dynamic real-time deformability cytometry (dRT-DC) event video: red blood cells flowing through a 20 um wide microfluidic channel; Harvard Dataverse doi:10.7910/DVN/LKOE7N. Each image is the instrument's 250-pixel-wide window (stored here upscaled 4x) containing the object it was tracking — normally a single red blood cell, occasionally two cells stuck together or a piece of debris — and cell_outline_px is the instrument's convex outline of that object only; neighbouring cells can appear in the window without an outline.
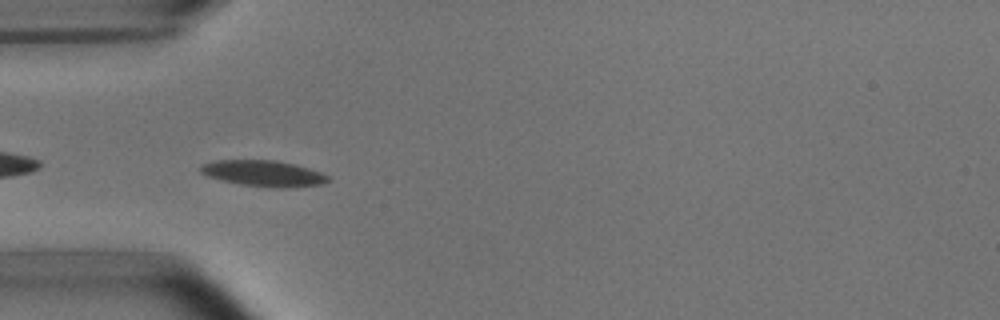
{"species": "common noctule bat (a hibernating species)", "species_latin": "Nyctalus noctula", "temperature_condition": "room temperature", "stored_images_in_passage": 6, "camera_frame_rate_fps": 3000, "um_per_image_px": 0.085, "animal": {"sex": "male", "body_mass_g": 15.6}, "frame": {"image": 1, "passage_image": 5, "time_ms": 4.667, "image_size_px": [1000, 320], "cell_outline_px": [[328, 180], [320, 184], [288, 188], [276, 188], [240, 184], [208, 176], [200, 172], [200, 164], [216, 160], [276, 160], [296, 164], [320, 172], [328, 176]], "centroid_in_image_um": [22.38, 14.73], "position_along_channel_um": 62.6, "area_um2": 19.19}}